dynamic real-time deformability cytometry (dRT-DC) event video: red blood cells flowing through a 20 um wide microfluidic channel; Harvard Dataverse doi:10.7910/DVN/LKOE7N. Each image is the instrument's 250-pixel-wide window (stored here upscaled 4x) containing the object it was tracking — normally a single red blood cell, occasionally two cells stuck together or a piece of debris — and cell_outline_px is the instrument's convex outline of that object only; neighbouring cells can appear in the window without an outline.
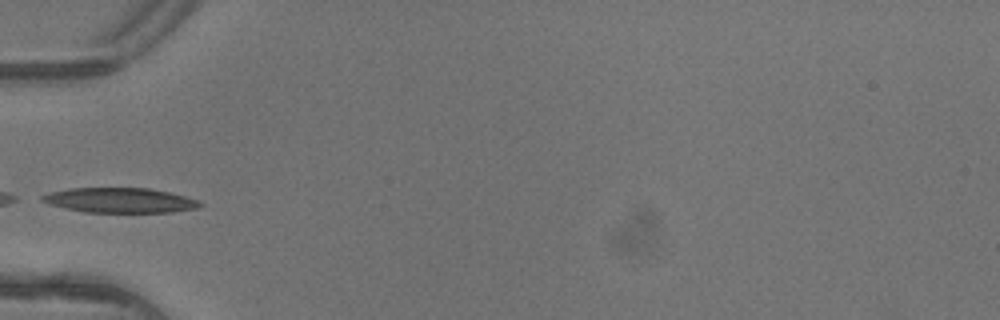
{"species": "common noctule bat (a hibernating species)", "species_latin": "Nyctalus noctula", "temperature_condition": "warm", "stored_images_in_passage": 2, "camera_frame_rate_fps": 3000, "um_per_image_px": 0.085, "animal": {"sex": "female"}, "frame": {"image": 1, "passage_image": 2, "time_ms": 0.333, "image_size_px": [1000, 320], "cell_outline_px": [[204, 204], [200, 208], [172, 212], [84, 212], [48, 204], [40, 200], [40, 196], [52, 192], [68, 188], [148, 188], [168, 192], [184, 196], [196, 200]], "centroid_in_image_um": [10.19, 17.03], "position_along_channel_um": 74.8, "area_um2": 22.83}}